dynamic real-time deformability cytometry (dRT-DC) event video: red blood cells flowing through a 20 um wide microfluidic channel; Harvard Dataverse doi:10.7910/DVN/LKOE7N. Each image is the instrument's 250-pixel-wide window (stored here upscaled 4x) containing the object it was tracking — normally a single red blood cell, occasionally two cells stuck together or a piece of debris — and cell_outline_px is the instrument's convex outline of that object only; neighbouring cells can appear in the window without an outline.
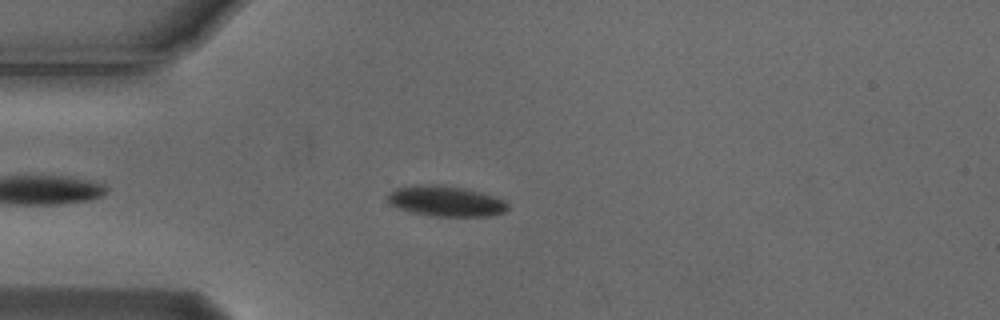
{"species": "Egyptian fruit bat (a non-hibernating species)", "species_latin": "Rousettus aegyptiacus", "temperature_condition": "cold", "stored_images_in_passage": 47, "camera_frame_rate_fps": 3000, "um_per_image_px": 0.085, "animal": {"sex": "male"}, "frame": {"image": 1, "passage_image": 7, "time_ms": 2.0, "image_size_px": [1000, 320], "cell_outline_px": [[508, 208], [504, 212], [492, 216], [436, 216], [412, 212], [388, 204], [388, 192], [396, 188], [416, 184], [440, 184], [464, 188], [480, 192], [504, 200], [508, 204]], "centroid_in_image_um": [37.87, 17.08], "position_along_channel_um": 47.1, "area_um2": 21.39}}
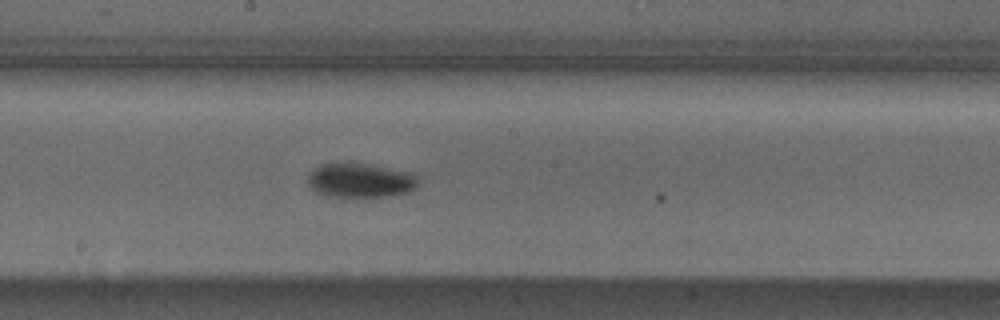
{"frame": {"image": 2, "passage_image": 22, "time_ms": 7.0, "image_size_px": [1000, 320], "cell_outline_px": [[416, 188], [408, 192], [388, 196], [328, 196], [312, 188], [308, 184], [308, 176], [320, 164], [352, 160], [412, 172], [416, 176]], "centroid_in_image_um": [30.64, 15.28], "position_along_channel_um": 217.6, "area_um2": 22.37}}
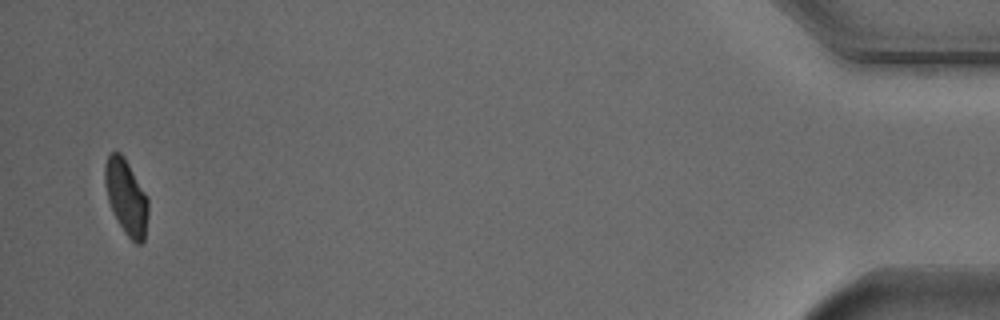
{"frame": {"image": 3, "passage_image": 46, "time_ms": 15.0, "image_size_px": [1000, 320], "cell_outline_px": [[148, 212], [144, 240], [140, 244], [136, 244], [124, 232], [112, 212], [108, 200], [104, 180], [104, 164], [108, 156], [112, 152], [120, 152], [124, 156], [148, 196]], "centroid_in_image_um": [10.73, 16.73], "position_along_channel_um": 424.5, "area_um2": 19.07}}